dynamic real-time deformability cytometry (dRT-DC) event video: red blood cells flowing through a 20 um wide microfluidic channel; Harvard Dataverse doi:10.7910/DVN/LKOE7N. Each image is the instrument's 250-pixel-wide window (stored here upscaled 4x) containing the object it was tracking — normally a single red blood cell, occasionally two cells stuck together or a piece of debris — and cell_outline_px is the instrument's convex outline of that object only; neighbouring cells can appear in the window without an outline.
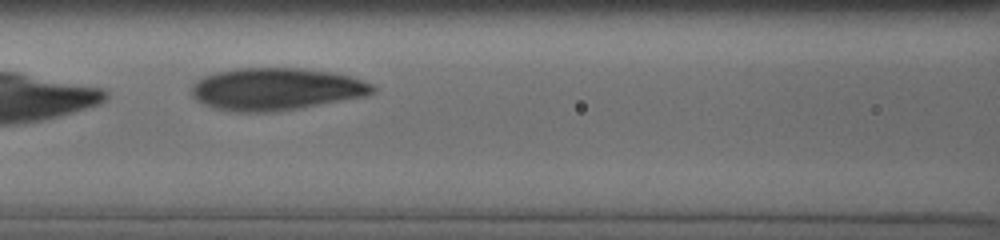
{"species": "human", "species_latin": "Homo sapiens", "temperature_condition": "cold", "stored_images_in_passage": 12, "camera_frame_rate_fps": 3000, "um_per_image_px": 0.085, "donor": {"sex": "male"}, "frame": {"image": 1, "passage_image": 4, "time_ms": 3.0, "image_size_px": [1000, 240], "cell_outline_px": [[376, 92], [364, 96], [296, 108], [264, 112], [236, 112], [216, 108], [204, 104], [196, 100], [192, 96], [192, 84], [196, 80], [204, 76], [216, 72], [236, 68], [304, 68], [332, 72], [348, 76], [372, 84], [376, 88]], "centroid_in_image_um": [23.42, 7.56], "position_along_channel_um": 143.2, "area_um2": 44.27}}
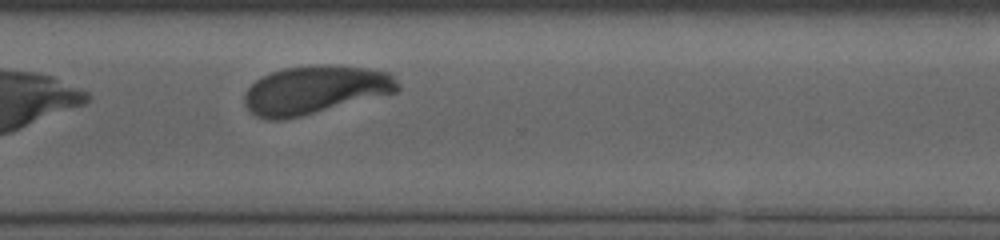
{"frame": {"image": 2, "passage_image": 10, "time_ms": 8.333, "image_size_px": [1000, 240], "cell_outline_px": [[400, 88], [396, 92], [284, 120], [268, 120], [256, 116], [244, 104], [244, 96], [248, 88], [256, 80], [272, 72], [284, 68], [320, 64], [336, 64], [368, 68], [392, 72], [400, 84]], "centroid_in_image_um": [26.81, 7.62], "position_along_channel_um": 343.8, "area_um2": 43.18}}
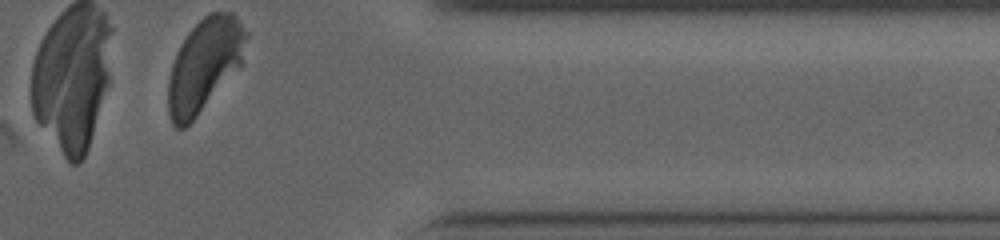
{"frame": {"image": 3, "passage_image": 12, "time_ms": 10.0, "image_size_px": [1000, 240], "cell_outline_px": [[248, 36], [240, 64], [196, 116], [184, 128], [176, 128], [172, 124], [168, 112], [168, 80], [172, 64], [176, 52], [180, 44], [188, 32], [208, 12], [232, 12], [236, 16], [248, 32]], "centroid_in_image_um": [17.35, 5.48], "position_along_channel_um": 394.1, "area_um2": 41.44}}